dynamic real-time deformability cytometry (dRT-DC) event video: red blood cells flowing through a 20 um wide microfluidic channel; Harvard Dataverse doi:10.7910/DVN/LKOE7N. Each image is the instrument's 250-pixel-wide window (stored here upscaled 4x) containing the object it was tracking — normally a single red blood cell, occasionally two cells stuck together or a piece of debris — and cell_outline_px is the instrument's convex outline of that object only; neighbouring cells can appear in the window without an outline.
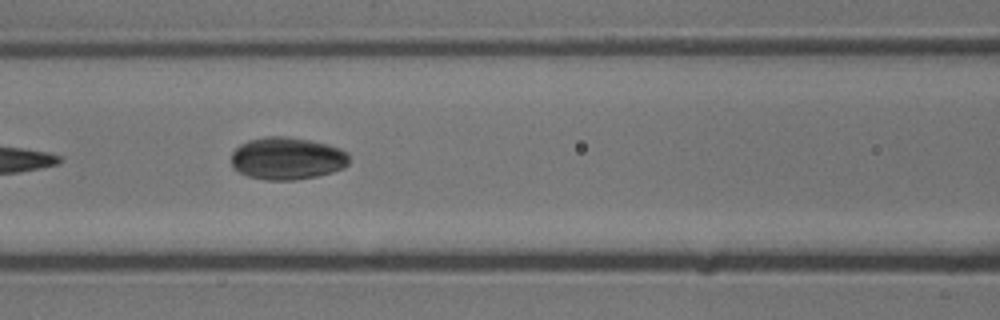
{"species": "common noctule bat (a hibernating species)", "species_latin": "Nyctalus noctula", "temperature_condition": "cold", "stored_images_in_passage": 14, "camera_frame_rate_fps": 3000, "um_per_image_px": 0.085, "animal": {"sex": "male", "body_mass_g": 13.3}, "frame": {"image": 1, "passage_image": 6, "time_ms": 1.667, "image_size_px": [1000, 320], "cell_outline_px": [[348, 164], [344, 168], [332, 172], [316, 176], [296, 180], [264, 180], [248, 176], [232, 168], [232, 152], [240, 144], [248, 140], [264, 136], [288, 136], [328, 144], [340, 148], [348, 152]], "centroid_in_image_um": [24.4, 13.46], "position_along_channel_um": 142.2, "area_um2": 29.36}}
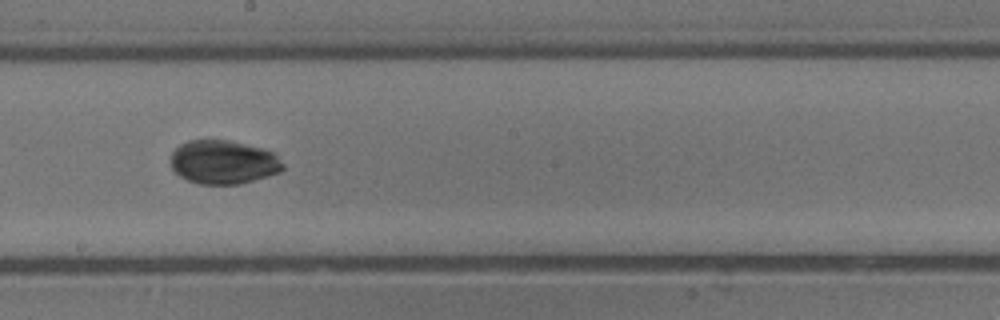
{"frame": {"image": 2, "passage_image": 8, "time_ms": 2.333, "image_size_px": [1000, 320], "cell_outline_px": [[284, 168], [280, 172], [268, 176], [240, 184], [200, 184], [188, 180], [180, 176], [172, 168], [172, 152], [180, 144], [188, 140], [228, 140], [264, 148], [272, 152], [284, 164]], "centroid_in_image_um": [19.0, 13.78], "position_along_channel_um": 229.2, "area_um2": 28.55}}
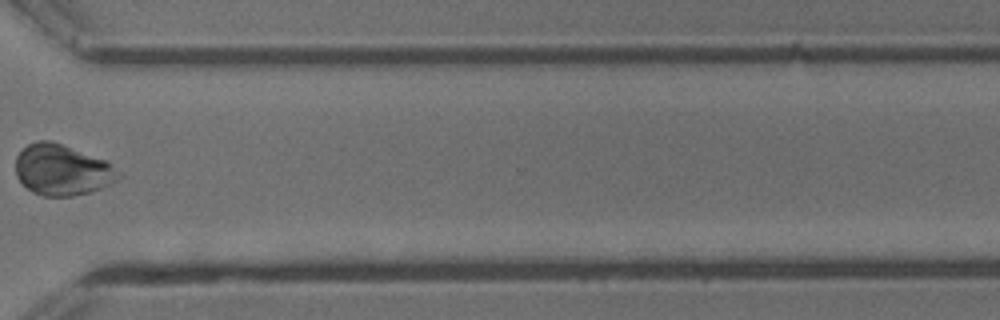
{"frame": {"image": 3, "passage_image": 11, "time_ms": 3.333, "image_size_px": [1000, 320], "cell_outline_px": [[124, 176], [92, 192], [72, 196], [44, 196], [32, 192], [16, 176], [16, 156], [28, 144], [36, 140], [52, 140], [108, 160]], "centroid_in_image_um": [5.32, 14.43], "position_along_channel_um": 365.3, "area_um2": 30.81}}